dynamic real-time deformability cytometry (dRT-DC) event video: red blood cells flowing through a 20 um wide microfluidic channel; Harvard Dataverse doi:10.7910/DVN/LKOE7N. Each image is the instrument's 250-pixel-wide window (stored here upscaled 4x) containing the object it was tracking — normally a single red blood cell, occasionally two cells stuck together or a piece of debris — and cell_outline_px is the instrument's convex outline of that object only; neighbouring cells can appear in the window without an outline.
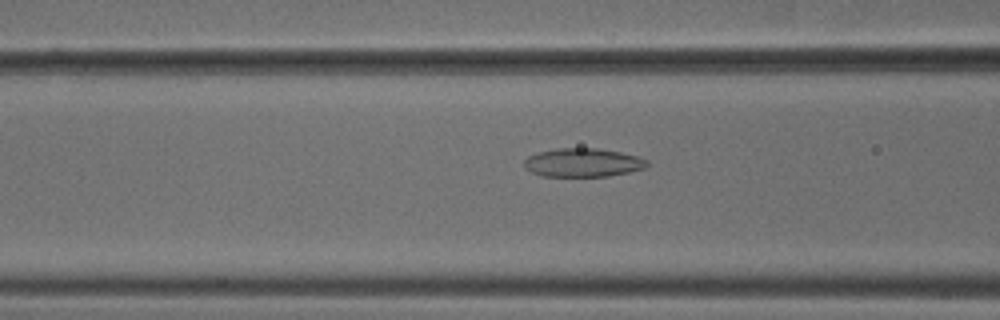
{"species": "common noctule bat (a hibernating species)", "species_latin": "Nyctalus noctula", "temperature_condition": "cold", "stored_images_in_passage": 53, "camera_frame_rate_fps": 3000, "um_per_image_px": 0.085, "animal": {"sex": "male", "body_mass_g": 18.8}, "frame": {"image": 1, "passage_image": 21, "time_ms": 6.667, "image_size_px": [1000, 320], "cell_outline_px": [[648, 164], [644, 168], [628, 172], [608, 176], [544, 176], [532, 172], [524, 168], [524, 160], [528, 156], [540, 152], [556, 148], [596, 148], [620, 152], [636, 156], [648, 160]], "centroid_in_image_um": [49.53, 13.82], "position_along_channel_um": 117.1, "area_um2": 20.35}}
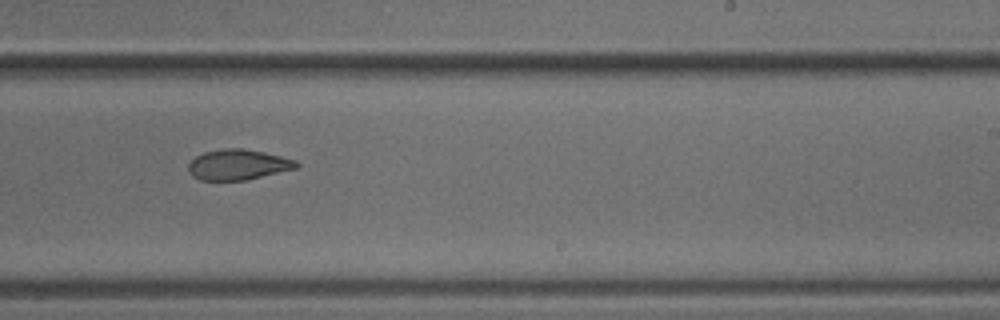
{"frame": {"image": 2, "passage_image": 33, "time_ms": 10.667, "image_size_px": [1000, 320], "cell_outline_px": [[300, 164], [296, 168], [248, 180], [200, 180], [192, 176], [188, 172], [188, 164], [196, 156], [204, 152], [224, 148], [240, 148], [264, 152], [296, 160]], "centroid_in_image_um": [20.22, 14.0], "position_along_channel_um": 268.8, "area_um2": 19.19}}
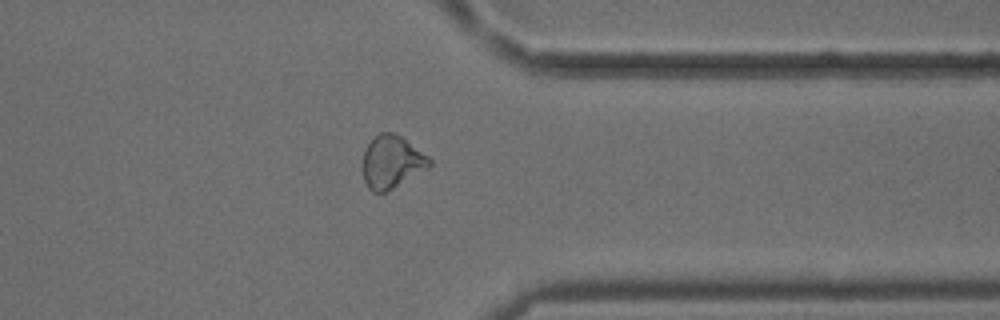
{"frame": {"image": 3, "passage_image": 42, "time_ms": 13.667, "image_size_px": [1000, 320], "cell_outline_px": [[432, 164], [428, 168], [392, 188], [384, 192], [372, 192], [368, 188], [364, 180], [360, 168], [364, 148], [380, 132], [392, 132], [400, 136], [428, 156], [432, 160]], "centroid_in_image_um": [33.24, 13.77], "position_along_channel_um": 378.2, "area_um2": 20.52}, "authors_computed_cell_mechanics": {"area_um2": 20.7502, "velocity_mm_per_s": 3.7875, "shape_relaxation_time_tau1_ms": null, "shape_relaxation_time_tau2_ms": 6.2249, "deformation_change_tau1": null, "deformation_change_tau2": 0.1252}}